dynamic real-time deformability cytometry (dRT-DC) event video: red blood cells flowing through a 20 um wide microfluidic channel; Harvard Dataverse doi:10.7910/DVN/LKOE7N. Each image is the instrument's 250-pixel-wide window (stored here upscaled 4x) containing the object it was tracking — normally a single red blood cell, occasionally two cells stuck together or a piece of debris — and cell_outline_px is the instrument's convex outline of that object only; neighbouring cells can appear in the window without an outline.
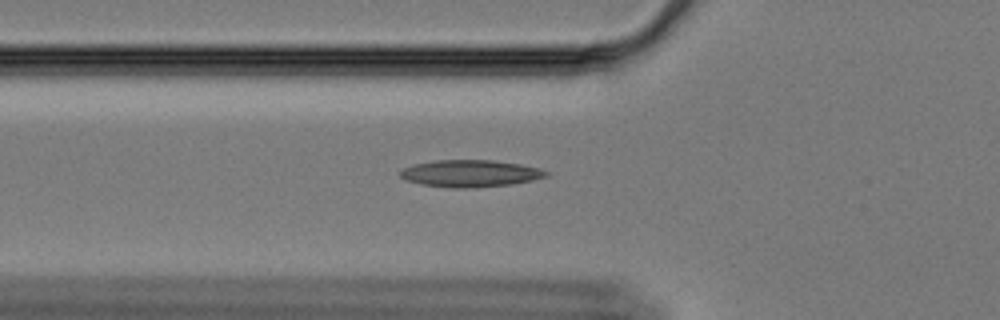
{"species": "Egyptian fruit bat (a non-hibernating species)", "species_latin": "Rousettus aegyptiacus", "temperature_condition": "cold", "stored_images_in_passage": 38, "camera_frame_rate_fps": 3000, "um_per_image_px": 0.085, "animal": {"sex": "female"}, "frame": {"image": 1, "passage_image": 18, "time_ms": 5.667, "image_size_px": [1000, 320], "cell_outline_px": [[548, 176], [532, 180], [512, 184], [468, 188], [452, 188], [420, 184], [408, 180], [400, 176], [400, 172], [404, 168], [412, 164], [436, 160], [492, 160], [520, 164], [540, 168], [548, 172]], "centroid_in_image_um": [39.98, 14.74], "position_along_channel_um": 85.8, "area_um2": 22.89}}
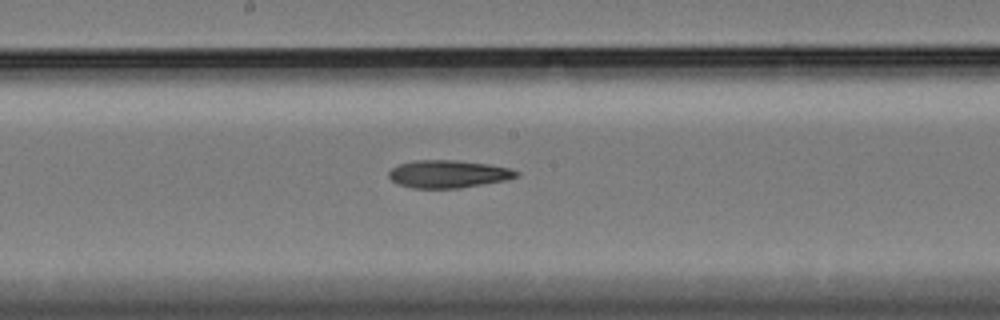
{"frame": {"image": 2, "passage_image": 29, "time_ms": 9.333, "image_size_px": [1000, 320], "cell_outline_px": [[520, 176], [508, 180], [460, 188], [412, 188], [400, 184], [392, 180], [388, 176], [388, 172], [392, 168], [400, 164], [416, 160], [456, 160], [488, 164], [508, 168], [520, 172]], "centroid_in_image_um": [38.14, 14.79], "position_along_channel_um": 210.1, "area_um2": 20.58}}
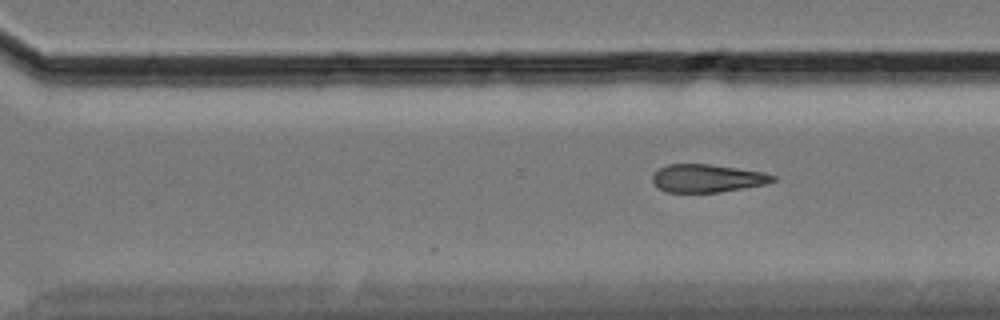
{"frame": {"image": 3, "passage_image": 38, "time_ms": 12.333, "image_size_px": [1000, 320], "cell_outline_px": [[776, 180], [764, 184], [744, 188], [720, 192], [668, 192], [660, 188], [652, 180], [652, 176], [660, 168], [668, 164], [708, 164], [764, 172], [776, 176]], "centroid_in_image_um": [60.14, 15.15], "position_along_channel_um": 310.5, "area_um2": 19.36}}